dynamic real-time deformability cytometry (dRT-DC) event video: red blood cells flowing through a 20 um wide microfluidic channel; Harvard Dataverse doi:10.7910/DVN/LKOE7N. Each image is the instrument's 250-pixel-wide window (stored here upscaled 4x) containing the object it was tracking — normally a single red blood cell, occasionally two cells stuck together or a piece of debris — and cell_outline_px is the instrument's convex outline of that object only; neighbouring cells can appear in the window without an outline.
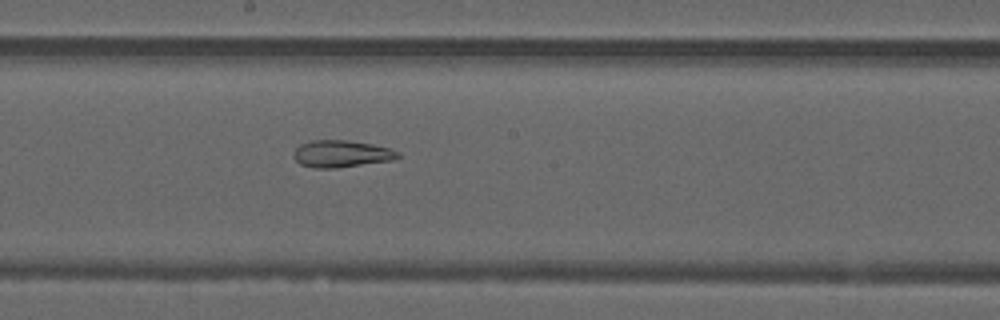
{"species": "common noctule bat (a hibernating species)", "species_latin": "Nyctalus noctula", "temperature_condition": "warm", "stored_images_in_passage": 51, "segment_of_instrument_passage": [2, 2], "camera_frame_rate_fps": 3000, "um_per_image_px": 0.085, "animal": {"sex": "male", "forearm_length_mm": 52.5}, "frame": {"image": 1, "passage_image": 28, "time_ms": 9.0, "image_size_px": [1000, 320], "cell_outline_px": [[400, 156], [392, 160], [336, 168], [312, 168], [300, 164], [292, 156], [292, 152], [300, 144], [312, 140], [348, 140], [372, 144], [388, 148], [400, 152]], "centroid_in_image_um": [28.98, 13.07], "position_along_channel_um": 219.2, "area_um2": 16.47}}
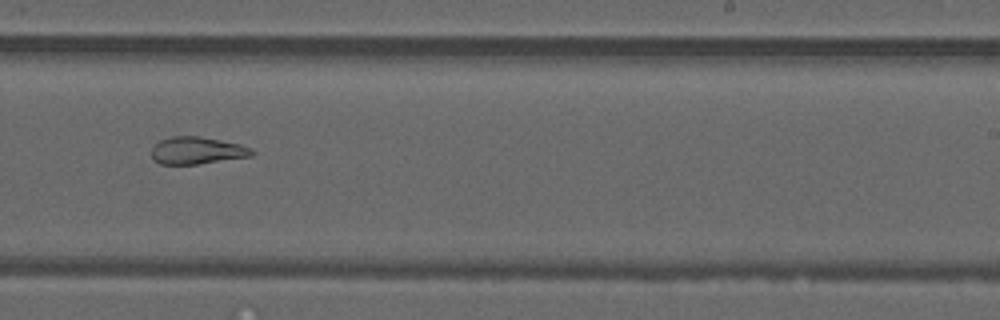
{"frame": {"image": 2, "passage_image": 32, "time_ms": 10.333, "image_size_px": [1000, 320], "cell_outline_px": [[256, 152], [252, 156], [200, 164], [160, 164], [152, 160], [152, 148], [160, 140], [172, 136], [200, 136], [240, 144], [252, 148]], "centroid_in_image_um": [16.77, 12.8], "position_along_channel_um": 272.2, "area_um2": 16.07}}
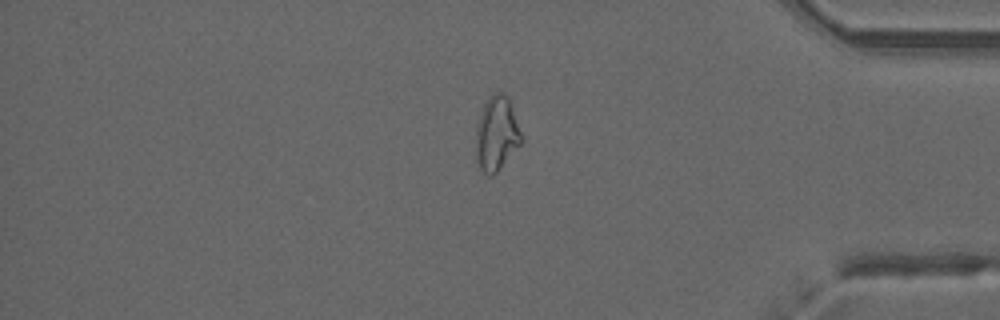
{"frame": {"image": 3, "passage_image": 43, "time_ms": 14.0, "image_size_px": [1000, 320], "cell_outline_px": [[520, 144], [496, 172], [492, 176], [488, 176], [480, 168], [476, 160], [476, 124], [484, 104], [492, 92], [504, 92], [508, 96], [520, 132]], "centroid_in_image_um": [42.17, 11.33], "position_along_channel_um": 393.0, "area_um2": 19.36}}